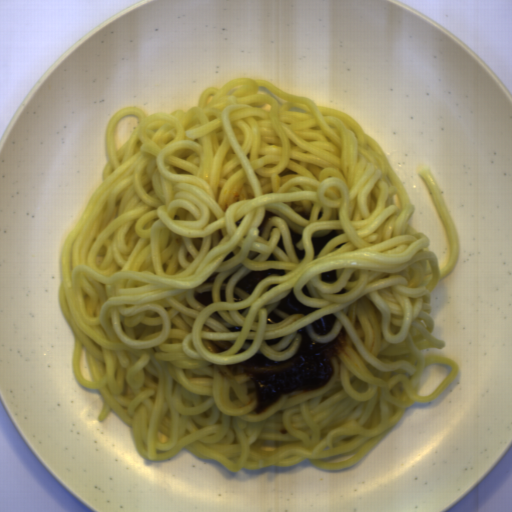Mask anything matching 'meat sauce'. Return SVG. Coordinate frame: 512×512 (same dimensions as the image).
Instances as JSON below:
<instances>
[{
    "label": "meat sauce",
    "instance_id": "obj_1",
    "mask_svg": "<svg viewBox=\"0 0 512 512\" xmlns=\"http://www.w3.org/2000/svg\"><path fill=\"white\" fill-rule=\"evenodd\" d=\"M301 342L296 352L284 362H275L262 354L236 365H227L235 370L242 367L252 377L256 389V413L265 412L278 399L292 390L311 391L325 386L331 379L334 366L331 356L340 363V351L350 358L346 351L344 329L332 342L318 343L313 340L306 326L298 329ZM351 359V358H350Z\"/></svg>",
    "mask_w": 512,
    "mask_h": 512
},
{
    "label": "meat sauce",
    "instance_id": "obj_2",
    "mask_svg": "<svg viewBox=\"0 0 512 512\" xmlns=\"http://www.w3.org/2000/svg\"><path fill=\"white\" fill-rule=\"evenodd\" d=\"M269 275L285 276L286 269L269 268L267 270H251L245 277H242L235 283V285L237 288L252 294L257 284Z\"/></svg>",
    "mask_w": 512,
    "mask_h": 512
},
{
    "label": "meat sauce",
    "instance_id": "obj_3",
    "mask_svg": "<svg viewBox=\"0 0 512 512\" xmlns=\"http://www.w3.org/2000/svg\"><path fill=\"white\" fill-rule=\"evenodd\" d=\"M276 309L281 310L285 314L290 315H307L313 311H319V308H309L306 305L299 302L295 296L294 289L289 294L280 299Z\"/></svg>",
    "mask_w": 512,
    "mask_h": 512
},
{
    "label": "meat sauce",
    "instance_id": "obj_4",
    "mask_svg": "<svg viewBox=\"0 0 512 512\" xmlns=\"http://www.w3.org/2000/svg\"><path fill=\"white\" fill-rule=\"evenodd\" d=\"M336 320L337 317L333 313L324 315L320 319L313 321L311 327L316 334L325 336L331 331Z\"/></svg>",
    "mask_w": 512,
    "mask_h": 512
},
{
    "label": "meat sauce",
    "instance_id": "obj_5",
    "mask_svg": "<svg viewBox=\"0 0 512 512\" xmlns=\"http://www.w3.org/2000/svg\"><path fill=\"white\" fill-rule=\"evenodd\" d=\"M339 234L335 230H331L324 236H313L311 237L314 246V255L317 256L320 250L325 247L330 239Z\"/></svg>",
    "mask_w": 512,
    "mask_h": 512
},
{
    "label": "meat sauce",
    "instance_id": "obj_6",
    "mask_svg": "<svg viewBox=\"0 0 512 512\" xmlns=\"http://www.w3.org/2000/svg\"><path fill=\"white\" fill-rule=\"evenodd\" d=\"M289 230H290L291 238L293 240V248H294L295 254H296L298 260L302 259L305 256L304 253H305L306 249H298L297 242L301 241L303 234H299L298 232L293 230L292 227H289Z\"/></svg>",
    "mask_w": 512,
    "mask_h": 512
},
{
    "label": "meat sauce",
    "instance_id": "obj_7",
    "mask_svg": "<svg viewBox=\"0 0 512 512\" xmlns=\"http://www.w3.org/2000/svg\"><path fill=\"white\" fill-rule=\"evenodd\" d=\"M194 298L196 301L201 303L204 306H208L210 304H213V298H212V291H202L201 293L196 292L194 293Z\"/></svg>",
    "mask_w": 512,
    "mask_h": 512
},
{
    "label": "meat sauce",
    "instance_id": "obj_8",
    "mask_svg": "<svg viewBox=\"0 0 512 512\" xmlns=\"http://www.w3.org/2000/svg\"><path fill=\"white\" fill-rule=\"evenodd\" d=\"M337 279V271L331 270L329 272H323L321 273V280L327 282L328 284H332Z\"/></svg>",
    "mask_w": 512,
    "mask_h": 512
},
{
    "label": "meat sauce",
    "instance_id": "obj_9",
    "mask_svg": "<svg viewBox=\"0 0 512 512\" xmlns=\"http://www.w3.org/2000/svg\"><path fill=\"white\" fill-rule=\"evenodd\" d=\"M267 317L269 319H271L274 323H277V322L283 320V318H281L280 316H278L277 314L274 313V310L270 311Z\"/></svg>",
    "mask_w": 512,
    "mask_h": 512
},
{
    "label": "meat sauce",
    "instance_id": "obj_10",
    "mask_svg": "<svg viewBox=\"0 0 512 512\" xmlns=\"http://www.w3.org/2000/svg\"><path fill=\"white\" fill-rule=\"evenodd\" d=\"M283 337H279L277 339H266L264 342L267 344V345H273V344H276V343H279L280 340H282Z\"/></svg>",
    "mask_w": 512,
    "mask_h": 512
},
{
    "label": "meat sauce",
    "instance_id": "obj_11",
    "mask_svg": "<svg viewBox=\"0 0 512 512\" xmlns=\"http://www.w3.org/2000/svg\"><path fill=\"white\" fill-rule=\"evenodd\" d=\"M301 292L306 296V297H311L310 293H309V289L306 287V285H304L303 288H301Z\"/></svg>",
    "mask_w": 512,
    "mask_h": 512
},
{
    "label": "meat sauce",
    "instance_id": "obj_12",
    "mask_svg": "<svg viewBox=\"0 0 512 512\" xmlns=\"http://www.w3.org/2000/svg\"><path fill=\"white\" fill-rule=\"evenodd\" d=\"M220 298H221V301H225V289L220 290Z\"/></svg>",
    "mask_w": 512,
    "mask_h": 512
},
{
    "label": "meat sauce",
    "instance_id": "obj_13",
    "mask_svg": "<svg viewBox=\"0 0 512 512\" xmlns=\"http://www.w3.org/2000/svg\"><path fill=\"white\" fill-rule=\"evenodd\" d=\"M231 332H236L242 330V327H236V328H228Z\"/></svg>",
    "mask_w": 512,
    "mask_h": 512
},
{
    "label": "meat sauce",
    "instance_id": "obj_14",
    "mask_svg": "<svg viewBox=\"0 0 512 512\" xmlns=\"http://www.w3.org/2000/svg\"><path fill=\"white\" fill-rule=\"evenodd\" d=\"M343 293H346V289L345 288H342L339 292H336V294H343Z\"/></svg>",
    "mask_w": 512,
    "mask_h": 512
}]
</instances>
